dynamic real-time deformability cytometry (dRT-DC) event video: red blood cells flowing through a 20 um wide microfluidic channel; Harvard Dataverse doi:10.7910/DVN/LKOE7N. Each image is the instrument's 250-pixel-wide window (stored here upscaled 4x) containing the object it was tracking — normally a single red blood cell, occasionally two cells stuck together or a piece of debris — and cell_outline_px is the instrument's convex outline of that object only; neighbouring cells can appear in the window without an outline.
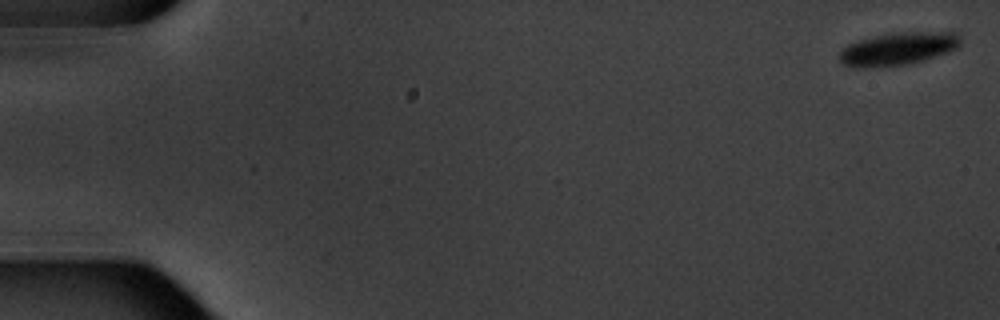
{"species": "common noctule bat (a hibernating species)", "species_latin": "Nyctalus noctula", "temperature_condition": "warm", "stored_images_in_passage": 6, "camera_frame_rate_fps": 3000, "um_per_image_px": 0.085, "animal": {"sex": "male", "body_mass_g": 20.1, "forearm_length_mm": 53.5}, "frame": {"image": 1, "passage_image": 6, "time_ms": 7.0, "image_size_px": [1000, 320], "cell_outline_px": [[960, 44], [956, 48], [924, 60], [904, 64], [864, 68], [856, 68], [844, 64], [840, 60], [840, 52], [848, 44], [860, 40], [876, 36], [908, 32], [952, 32], [960, 40]], "centroid_in_image_um": [76.29, 4.16], "position_along_channel_um": 8.7, "area_um2": 22.37}}